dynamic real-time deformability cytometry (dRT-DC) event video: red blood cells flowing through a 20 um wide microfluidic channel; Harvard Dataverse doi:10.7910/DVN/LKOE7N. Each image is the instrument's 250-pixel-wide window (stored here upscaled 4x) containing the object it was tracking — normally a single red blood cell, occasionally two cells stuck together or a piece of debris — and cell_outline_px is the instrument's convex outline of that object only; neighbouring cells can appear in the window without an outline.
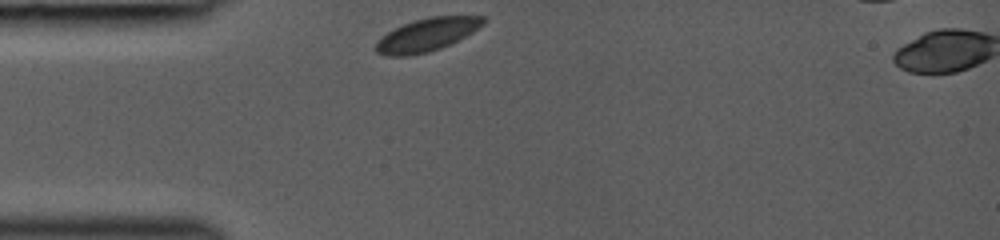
{"species": "common noctule bat (a hibernating species)", "species_latin": "Nyctalus noctula", "temperature_condition": "room temperature", "stored_images_in_passage": 28, "camera_frame_rate_fps": 3000, "um_per_image_px": 0.085, "animal": {"sex": "female", "body_mass_g": 19.0, "forearm_length_mm": 53.3}, "frame": {"image": 1, "passage_image": 1, "time_ms": 0.0, "image_size_px": [1000, 240], "cell_outline_px": [[488, 20], [484, 24], [472, 32], [440, 48], [428, 52], [408, 56], [384, 56], [376, 52], [376, 40], [388, 32], [404, 24], [416, 20], [432, 16], [484, 16]], "centroid_in_image_um": [36.28, 2.96], "position_along_channel_um": 48.7, "area_um2": 20.4}}
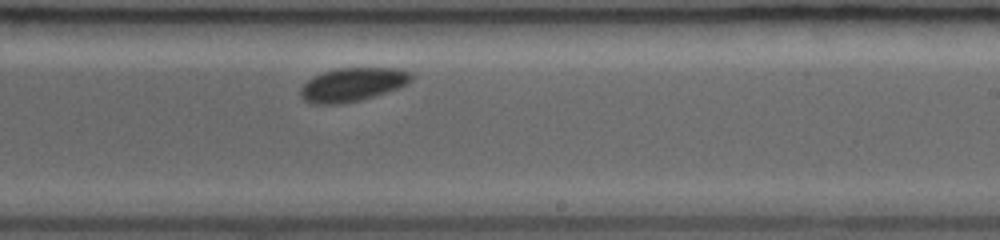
{"frame": {"image": 2, "passage_image": 17, "time_ms": 5.333, "image_size_px": [1000, 240], "cell_outline_px": [[412, 80], [400, 88], [360, 100], [340, 104], [312, 104], [304, 100], [300, 96], [300, 88], [312, 76], [336, 68], [400, 68], [412, 72]], "centroid_in_image_um": [29.97, 7.18], "position_along_channel_um": 259.0, "area_um2": 21.85}}
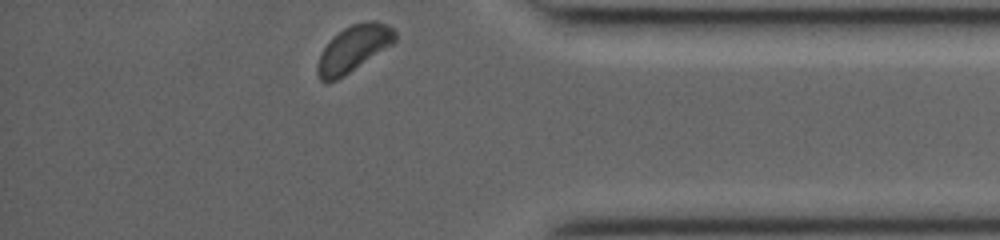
{"frame": {"image": 3, "passage_image": 28, "time_ms": 9.0, "image_size_px": [1000, 240], "cell_outline_px": [[396, 40], [392, 44], [344, 76], [336, 80], [320, 80], [316, 72], [316, 64], [320, 52], [332, 36], [344, 28], [352, 24], [372, 20], [376, 20], [388, 24], [396, 32]], "centroid_in_image_um": [30.03, 4.11], "position_along_channel_um": 405.2, "area_um2": 20.92}}